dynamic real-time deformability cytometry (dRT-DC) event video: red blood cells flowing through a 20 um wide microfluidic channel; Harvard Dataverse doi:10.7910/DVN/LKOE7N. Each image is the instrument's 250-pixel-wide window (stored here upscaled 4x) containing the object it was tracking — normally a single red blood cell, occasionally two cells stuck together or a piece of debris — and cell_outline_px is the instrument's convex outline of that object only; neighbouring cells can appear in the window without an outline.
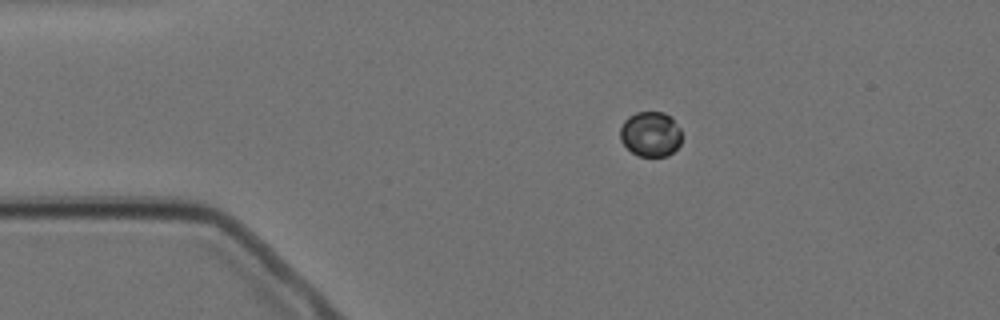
{"species": "Egyptian fruit bat (a non-hibernating species)", "species_latin": "Rousettus aegyptiacus", "temperature_condition": "cold", "stored_images_in_passage": 9, "camera_frame_rate_fps": 3000, "um_per_image_px": 0.085, "animal": {"sex": "female"}, "frame": {"image": 1, "passage_image": 1, "time_ms": 0.0, "image_size_px": [1000, 320], "cell_outline_px": [[680, 144], [668, 156], [636, 156], [620, 140], [620, 128], [624, 120], [628, 116], [636, 112], [664, 112], [672, 116], [680, 128]], "centroid_in_image_um": [55.29, 11.38], "position_along_channel_um": 29.7, "area_um2": 16.3}}
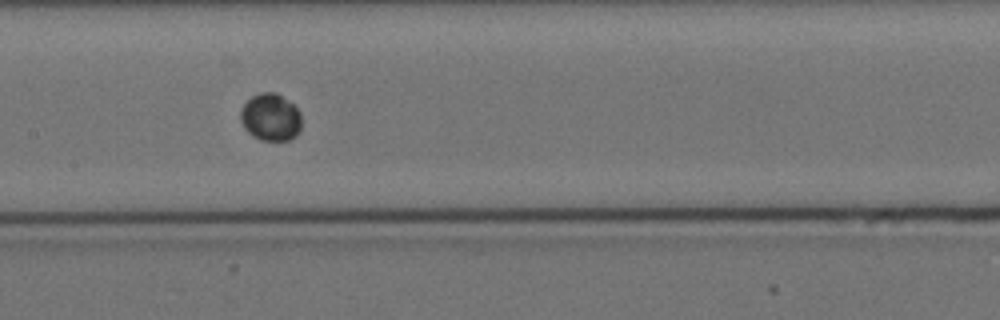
{"frame": {"image": 2, "passage_image": 6, "time_ms": 5.667, "image_size_px": [1000, 320], "cell_outline_px": [[300, 132], [296, 136], [288, 140], [260, 140], [252, 136], [244, 128], [240, 120], [240, 112], [244, 104], [252, 96], [260, 92], [276, 92], [292, 104], [300, 112]], "centroid_in_image_um": [22.99, 9.97], "position_along_channel_um": 184.4, "area_um2": 16.82}}
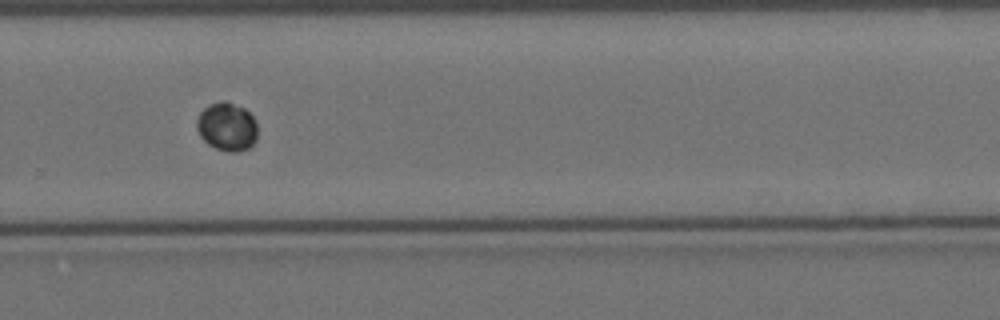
{"frame": {"image": 3, "passage_image": 9, "time_ms": 9.333, "image_size_px": [1000, 320], "cell_outline_px": [[256, 140], [248, 148], [236, 152], [228, 152], [216, 148], [208, 144], [200, 136], [196, 128], [196, 120], [200, 112], [208, 104], [220, 100], [224, 100], [244, 108], [256, 120]], "centroid_in_image_um": [19.27, 10.76], "position_along_channel_um": 310.5, "area_um2": 17.22}}